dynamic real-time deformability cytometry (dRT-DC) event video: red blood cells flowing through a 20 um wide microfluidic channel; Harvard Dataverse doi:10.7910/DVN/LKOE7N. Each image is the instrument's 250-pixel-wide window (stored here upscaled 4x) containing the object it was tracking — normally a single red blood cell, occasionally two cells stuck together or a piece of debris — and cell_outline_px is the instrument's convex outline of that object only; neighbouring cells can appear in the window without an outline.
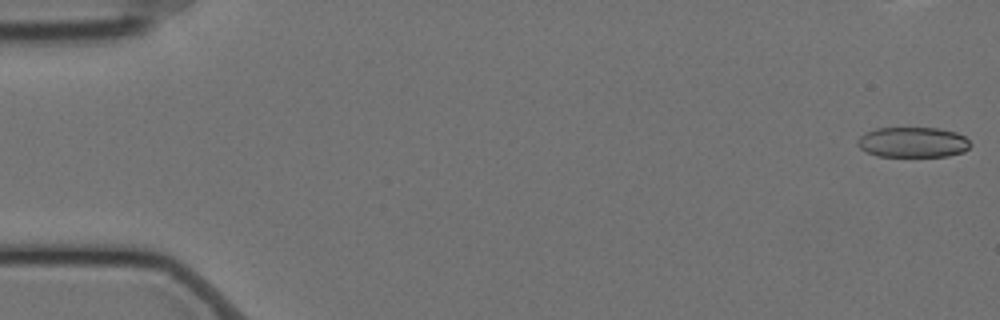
{"species": "Egyptian fruit bat (a non-hibernating species)", "species_latin": "Rousettus aegyptiacus", "temperature_condition": "cold", "stored_images_in_passage": 40, "camera_frame_rate_fps": 3000, "um_per_image_px": 0.085, "animal": {"sex": "female"}, "frame": {"image": 1, "passage_image": 1, "time_ms": 0.0, "image_size_px": [1000, 320], "cell_outline_px": [[972, 144], [964, 152], [948, 156], [876, 156], [860, 148], [856, 144], [856, 140], [864, 132], [876, 128], [940, 128], [956, 132], [964, 136]], "centroid_in_image_um": [77.58, 12.08], "position_along_channel_um": 7.4, "area_um2": 20.11}}